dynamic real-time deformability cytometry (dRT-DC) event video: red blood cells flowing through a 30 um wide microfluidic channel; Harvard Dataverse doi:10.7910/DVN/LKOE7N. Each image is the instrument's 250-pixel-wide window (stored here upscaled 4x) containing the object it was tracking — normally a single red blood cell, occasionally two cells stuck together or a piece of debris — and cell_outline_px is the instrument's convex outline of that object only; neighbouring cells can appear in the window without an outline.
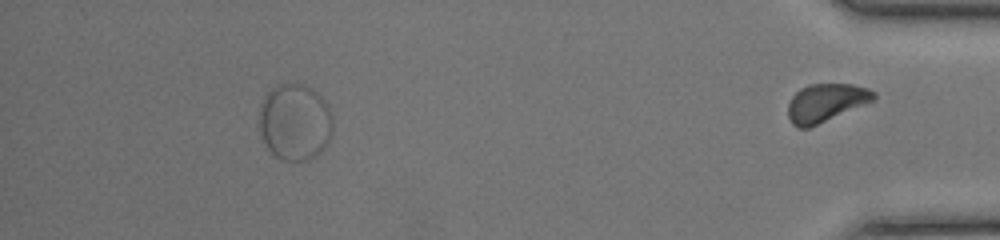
{"species": "common noctule bat (a hibernating species)", "species_latin": "Nyctalus noctula", "temperature_condition": "room temperature", "stored_images_in_passage": 46, "segment_of_instrument_passage": [2, 2], "camera_frame_rate_fps": 3000, "um_per_image_px": 0.085, "animal": {"sex": "female", "body_mass_g": 17.0, "forearm_length_mm": 48.0}, "frame": {"image": 1, "passage_image": 46, "time_ms": 15.0, "image_size_px": [1000, 240], "cell_outline_px": [[876, 96], [872, 100], [864, 104], [808, 128], [800, 128], [792, 124], [788, 116], [788, 104], [792, 96], [800, 88], [808, 84], [852, 84], [868, 88], [876, 92]], "centroid_in_image_um": [70.17, 8.71], "position_along_channel_um": 365.0, "area_um2": 18.79}}